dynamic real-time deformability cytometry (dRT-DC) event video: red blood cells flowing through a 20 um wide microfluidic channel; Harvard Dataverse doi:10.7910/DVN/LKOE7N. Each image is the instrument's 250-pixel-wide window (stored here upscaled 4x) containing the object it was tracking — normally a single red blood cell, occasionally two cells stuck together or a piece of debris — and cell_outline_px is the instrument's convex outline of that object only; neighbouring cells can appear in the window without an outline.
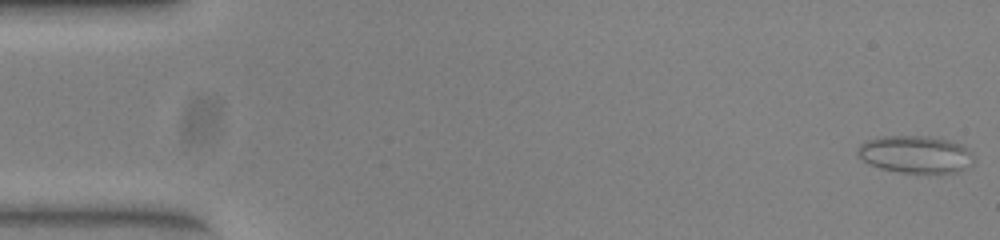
{"species": "common noctule bat (a hibernating species)", "species_latin": "Nyctalus noctula", "temperature_condition": "warm", "stored_images_in_passage": 52, "camera_frame_rate_fps": 3000, "um_per_image_px": 0.085, "animal": {"sex": "female", "body_mass_g": 23.0, "forearm_length_mm": 53.4}, "frame": {"image": 1, "passage_image": 1, "time_ms": 0.0, "image_size_px": [1000, 240], "cell_outline_px": [[976, 160], [968, 168], [960, 172], [940, 176], [936, 176], [900, 172], [880, 168], [868, 164], [856, 152], [856, 148], [860, 144], [868, 140], [884, 136], [928, 136], [948, 140], [960, 144], [968, 148], [976, 156]], "centroid_in_image_um": [77.92, 13.17], "position_along_channel_um": 7.1, "area_um2": 26.36}}
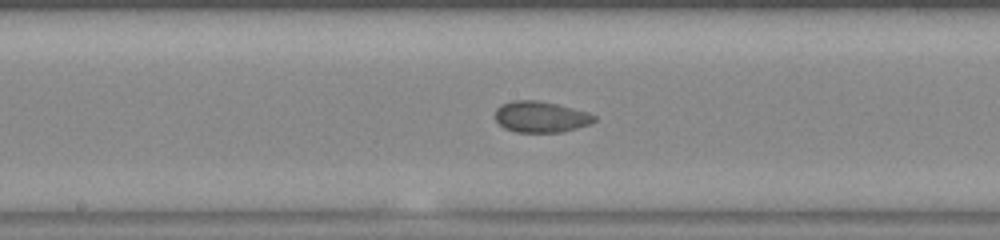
{"frame": {"image": 2, "passage_image": 27, "time_ms": 8.667, "image_size_px": [1000, 240], "cell_outline_px": [[596, 120], [588, 124], [576, 128], [560, 132], [516, 132], [504, 128], [496, 120], [496, 108], [500, 104], [512, 100], [536, 100], [556, 104], [588, 112], [596, 116]], "centroid_in_image_um": [45.94, 9.92], "position_along_channel_um": 202.3, "area_um2": 17.86}}
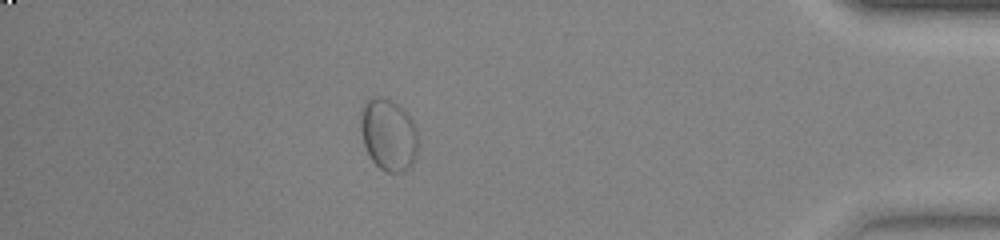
{"frame": {"image": 3, "passage_image": 46, "time_ms": 15.0, "image_size_px": [1000, 240], "cell_outline_px": [[416, 156], [412, 164], [408, 168], [400, 172], [388, 172], [380, 168], [372, 160], [364, 144], [360, 128], [360, 120], [364, 104], [372, 96], [384, 96], [408, 112], [416, 128]], "centroid_in_image_um": [33.01, 11.42], "position_along_channel_um": 402.2, "area_um2": 23.87}}